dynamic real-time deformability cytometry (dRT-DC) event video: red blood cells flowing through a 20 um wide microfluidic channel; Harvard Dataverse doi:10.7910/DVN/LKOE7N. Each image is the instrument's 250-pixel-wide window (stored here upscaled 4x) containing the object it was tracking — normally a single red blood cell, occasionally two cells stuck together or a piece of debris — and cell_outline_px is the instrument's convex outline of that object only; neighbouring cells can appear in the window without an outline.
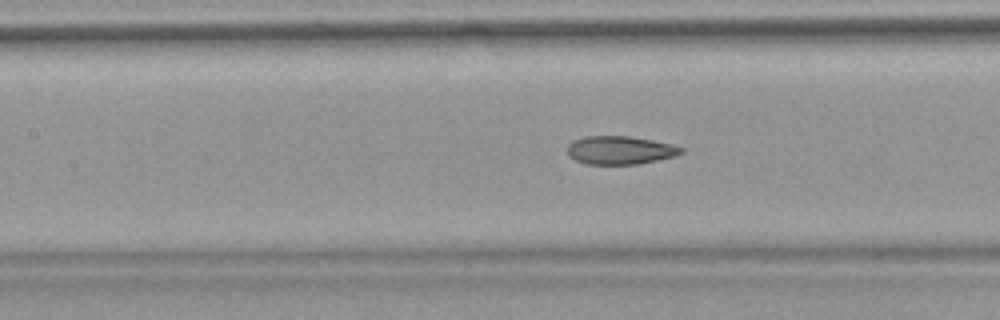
{"species": "common noctule bat (a hibernating species)", "species_latin": "Nyctalus noctula", "temperature_condition": "warm", "stored_images_in_passage": 52, "camera_frame_rate_fps": 3000, "um_per_image_px": 0.085, "animal": {"sex": "female", "body_mass_g": 18.4}, "frame": {"image": 1, "passage_image": 23, "time_ms": 7.333, "image_size_px": [1000, 320], "cell_outline_px": [[684, 152], [676, 156], [640, 164], [588, 164], [576, 160], [568, 156], [568, 144], [572, 140], [584, 136], [628, 136], [652, 140], [672, 144], [684, 148]], "centroid_in_image_um": [52.72, 12.76], "position_along_channel_um": 154.7, "area_um2": 18.9}, "authors_computed_cell_mechanics": {"area_um2": 19.7965, "velocity_mm_per_s": 3.8431, "shape_relaxation_time_tau1_ms": null, "shape_relaxation_time_tau2_ms": 2.095, "deformation_change_tau1": null, "deformation_change_tau2": 0.085}}